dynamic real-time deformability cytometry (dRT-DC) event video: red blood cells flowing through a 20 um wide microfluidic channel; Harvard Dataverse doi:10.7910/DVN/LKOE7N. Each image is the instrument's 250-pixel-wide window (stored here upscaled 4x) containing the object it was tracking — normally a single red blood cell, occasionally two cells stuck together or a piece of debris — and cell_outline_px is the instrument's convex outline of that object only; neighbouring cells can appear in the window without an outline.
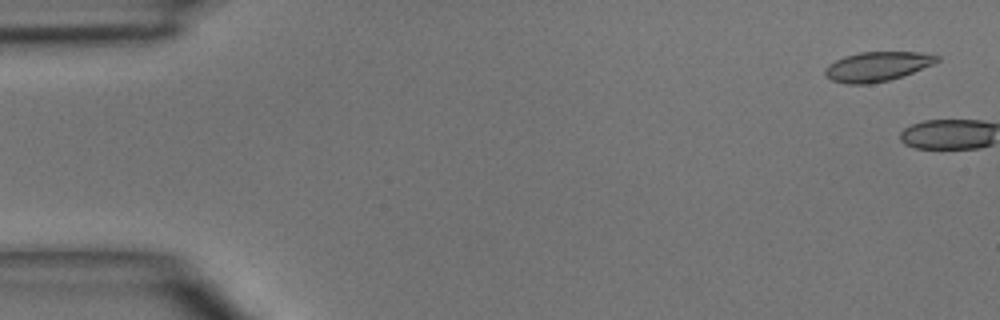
{"species": "common noctule bat (a hibernating species)", "species_latin": "Nyctalus noctula", "temperature_condition": "room temperature", "stored_images_in_passage": 6, "camera_frame_rate_fps": 3000, "um_per_image_px": 0.085, "animal": {"sex": "male", "body_mass_g": 15.6}, "frame": {"image": 1, "passage_image": 1, "time_ms": 0.0, "image_size_px": [1000, 320], "cell_outline_px": [[940, 60], [932, 64], [912, 72], [888, 80], [868, 84], [848, 84], [832, 80], [824, 72], [828, 64], [844, 56], [860, 52], [920, 52], [940, 56]], "centroid_in_image_um": [74.55, 5.64], "position_along_channel_um": 10.4, "area_um2": 18.96}}
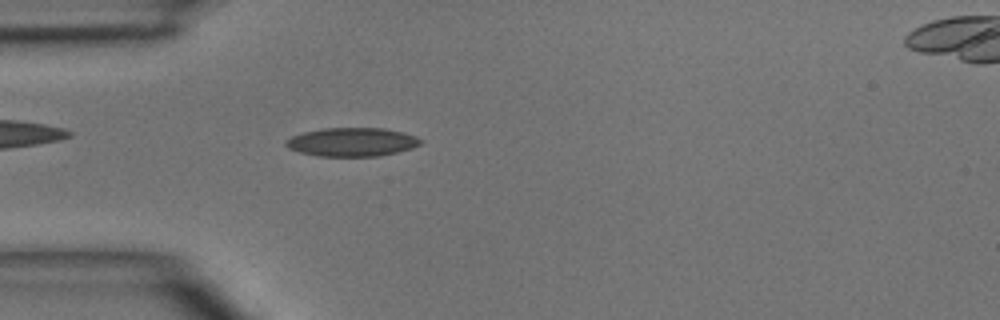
{"frame": {"image": 2, "passage_image": 5, "time_ms": 4.667, "image_size_px": [1000, 320], "cell_outline_px": [[424, 140], [420, 144], [412, 148], [380, 156], [320, 156], [300, 152], [288, 148], [284, 144], [284, 140], [292, 136], [304, 132], [324, 128], [384, 128], [404, 132], [416, 136]], "centroid_in_image_um": [29.93, 12.06], "position_along_channel_um": 55.1, "area_um2": 22.54}}